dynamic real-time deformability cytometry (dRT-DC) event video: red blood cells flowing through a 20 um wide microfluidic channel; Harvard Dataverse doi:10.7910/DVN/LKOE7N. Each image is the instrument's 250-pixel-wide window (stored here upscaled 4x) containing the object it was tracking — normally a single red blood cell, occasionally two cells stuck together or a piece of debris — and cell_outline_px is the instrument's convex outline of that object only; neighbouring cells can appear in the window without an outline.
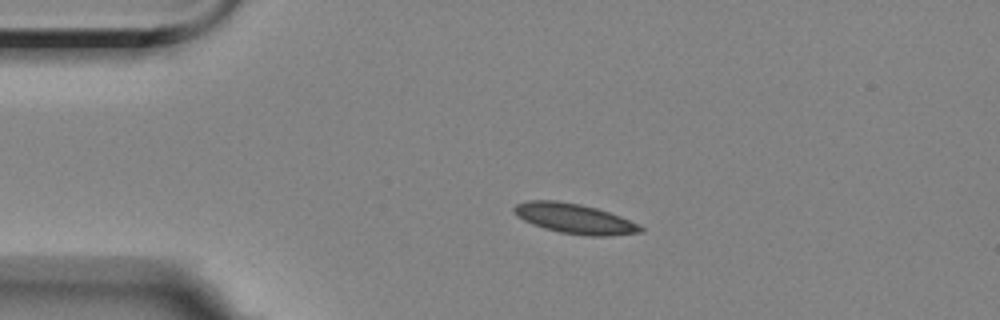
{"species": "Egyptian fruit bat (a non-hibernating species)", "species_latin": "Rousettus aegyptiacus", "temperature_condition": "room temperature", "stored_images_in_passage": 4, "camera_frame_rate_fps": 3000, "um_per_image_px": 0.085, "animal": {"sex": "female"}, "frame": {"image": 1, "passage_image": 3, "time_ms": 2.0, "image_size_px": [1000, 320], "cell_outline_px": [[644, 232], [608, 236], [588, 236], [560, 232], [544, 228], [532, 224], [516, 216], [512, 212], [512, 208], [516, 204], [528, 200], [556, 200], [580, 204], [596, 208], [620, 216], [640, 224], [644, 228]], "centroid_in_image_um": [48.83, 18.58], "position_along_channel_um": 36.2, "area_um2": 22.25}}